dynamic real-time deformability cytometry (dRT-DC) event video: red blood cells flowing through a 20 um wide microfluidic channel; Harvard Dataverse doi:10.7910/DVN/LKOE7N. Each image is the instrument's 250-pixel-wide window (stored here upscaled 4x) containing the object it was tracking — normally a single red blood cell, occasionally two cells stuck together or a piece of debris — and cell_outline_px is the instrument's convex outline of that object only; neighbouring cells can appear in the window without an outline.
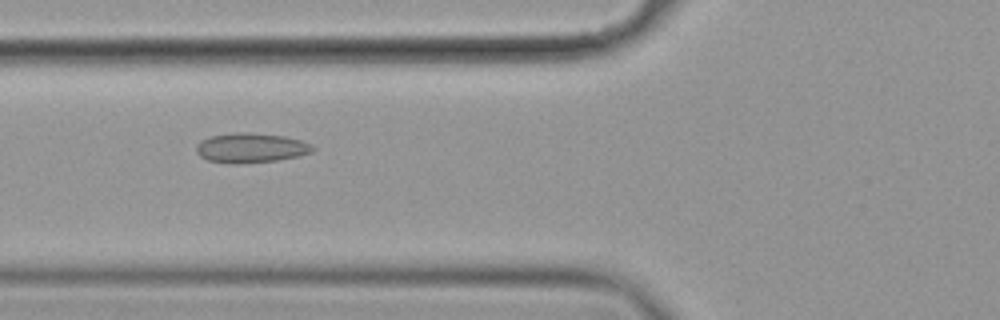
{"species": "common noctule bat (a hibernating species)", "species_latin": "Nyctalus noctula", "temperature_condition": "cold", "stored_images_in_passage": 8, "camera_frame_rate_fps": 3000, "um_per_image_px": 0.085, "animal": {"sex": "female", "body_mass_g": 19.9}, "frame": {"image": 1, "passage_image": 7, "time_ms": 2.0, "image_size_px": [1000, 320], "cell_outline_px": [[316, 148], [312, 152], [300, 156], [276, 160], [236, 164], [228, 164], [208, 160], [200, 156], [196, 152], [196, 144], [200, 140], [208, 136], [232, 132], [248, 132], [284, 136], [300, 140], [312, 144]], "centroid_in_image_um": [21.3, 12.56], "position_along_channel_um": 104.5, "area_um2": 20.46}}
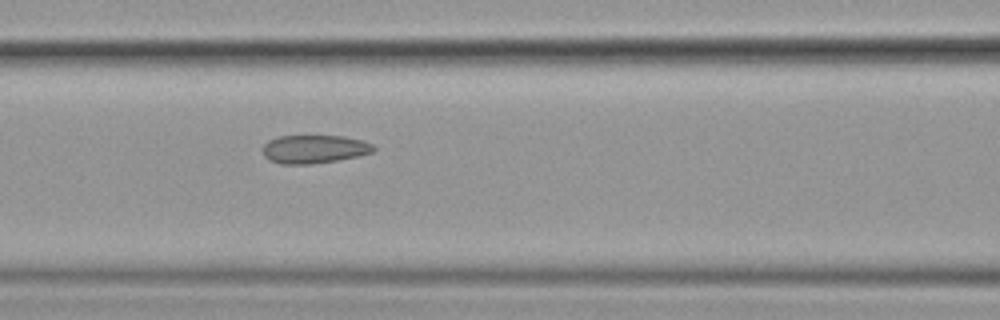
{"frame": {"image": 2, "passage_image": 8, "time_ms": 2.333, "image_size_px": [1000, 320], "cell_outline_px": [[376, 148], [372, 152], [360, 156], [312, 164], [280, 164], [268, 160], [264, 156], [260, 148], [268, 140], [280, 136], [344, 136], [360, 140], [372, 144]], "centroid_in_image_um": [26.66, 12.68], "position_along_channel_um": 139.9, "area_um2": 18.44}}